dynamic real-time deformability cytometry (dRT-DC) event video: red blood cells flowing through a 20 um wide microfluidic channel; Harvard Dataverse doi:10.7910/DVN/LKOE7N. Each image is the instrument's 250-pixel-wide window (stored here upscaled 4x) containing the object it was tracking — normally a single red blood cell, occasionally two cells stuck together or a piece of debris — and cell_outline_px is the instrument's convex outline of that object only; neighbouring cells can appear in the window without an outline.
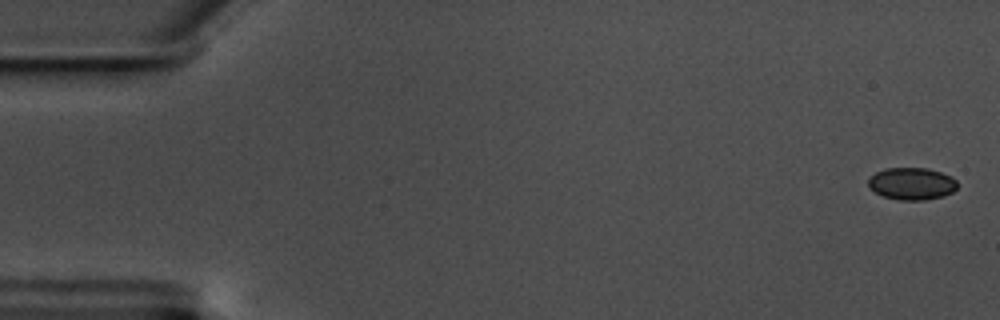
{"species": "common noctule bat (a hibernating species)", "species_latin": "Nyctalus noctula", "temperature_condition": "warm", "stored_images_in_passage": 59, "camera_frame_rate_fps": 3000, "um_per_image_px": 0.085, "animal": {"sex": "male", "body_mass_g": 17.5, "forearm_length_mm": 52.3}, "frame": {"image": 1, "passage_image": 2, "time_ms": 0.333, "image_size_px": [1000, 320], "cell_outline_px": [[956, 188], [952, 192], [944, 196], [924, 200], [900, 200], [884, 196], [876, 192], [868, 184], [868, 176], [884, 168], [928, 168], [940, 172], [956, 180]], "centroid_in_image_um": [77.48, 15.6], "position_along_channel_um": 7.5, "area_um2": 16.59}}
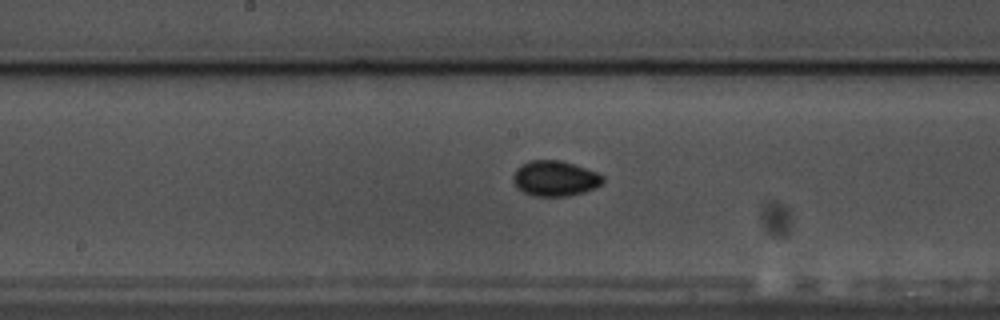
{"frame": {"image": 2, "passage_image": 31, "time_ms": 10.0, "image_size_px": [1000, 320], "cell_outline_px": [[604, 180], [600, 184], [584, 192], [568, 196], [532, 196], [516, 188], [512, 180], [512, 176], [516, 168], [528, 160], [560, 160], [596, 172], [604, 176]], "centroid_in_image_um": [47.11, 15.17], "position_along_channel_um": 201.1, "area_um2": 18.5}}
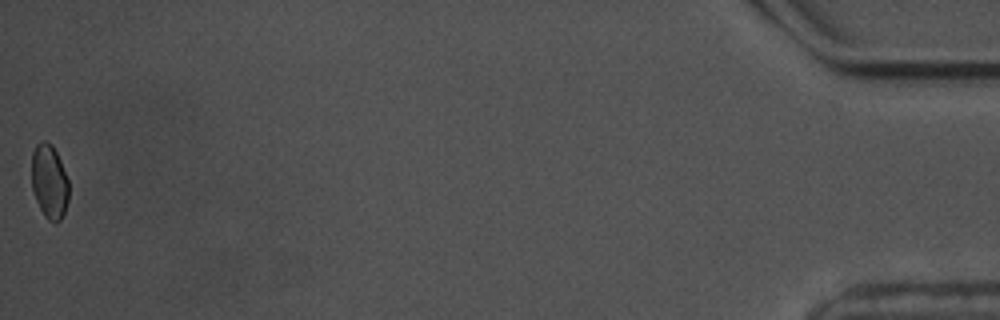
{"frame": {"image": 3, "passage_image": 59, "time_ms": 19.333, "image_size_px": [1000, 320], "cell_outline_px": [[68, 200], [64, 212], [60, 220], [56, 224], [48, 220], [44, 216], [36, 200], [32, 188], [32, 152], [36, 144], [40, 140], [44, 140], [52, 144], [60, 160], [68, 180]], "centroid_in_image_um": [4.18, 15.43], "position_along_channel_um": 431.0, "area_um2": 16.13}, "authors_computed_cell_mechanics": {"area_um2": 17.051, "velocity_mm_per_s": 3.5421, "shape_relaxation_time_tau1_ms": 2.4125, "shape_relaxation_time_tau2_ms": 3.2421, "deformation_change_tau1": 0.0366, "deformation_change_tau2": 0.0486}}